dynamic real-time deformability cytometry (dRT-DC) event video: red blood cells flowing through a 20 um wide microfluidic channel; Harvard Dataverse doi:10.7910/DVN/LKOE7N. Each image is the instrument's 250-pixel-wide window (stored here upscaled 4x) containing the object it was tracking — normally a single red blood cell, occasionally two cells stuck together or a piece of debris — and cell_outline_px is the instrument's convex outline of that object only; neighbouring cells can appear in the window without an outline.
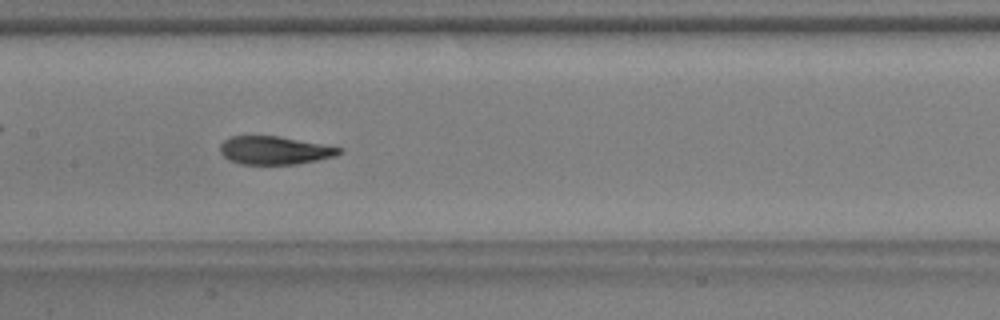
{"species": "common noctule bat (a hibernating species)", "species_latin": "Nyctalus noctula", "temperature_condition": "warm", "stored_images_in_passage": 39, "camera_frame_rate_fps": 3000, "um_per_image_px": 0.085, "animal": {"sex": "male", "body_mass_g": 17.9, "forearm_length_mm": 54.2}, "frame": {"image": 1, "passage_image": 27, "time_ms": 8.667, "image_size_px": [1000, 320], "cell_outline_px": [[344, 152], [336, 156], [296, 164], [240, 164], [228, 160], [220, 152], [220, 144], [224, 140], [232, 136], [276, 136], [344, 148]], "centroid_in_image_um": [23.34, 12.78], "position_along_channel_um": 184.1, "area_um2": 19.48}}
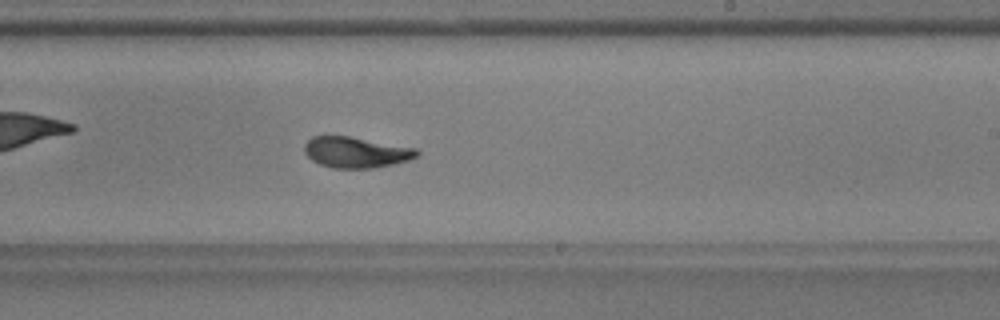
{"frame": {"image": 2, "passage_image": 33, "time_ms": 10.667, "image_size_px": [1000, 320], "cell_outline_px": [[420, 156], [408, 160], [392, 164], [372, 168], [332, 168], [320, 164], [312, 160], [304, 152], [304, 144], [312, 136], [348, 136], [416, 148], [420, 152]], "centroid_in_image_um": [30.26, 12.94], "position_along_channel_um": 258.7, "area_um2": 20.17}}